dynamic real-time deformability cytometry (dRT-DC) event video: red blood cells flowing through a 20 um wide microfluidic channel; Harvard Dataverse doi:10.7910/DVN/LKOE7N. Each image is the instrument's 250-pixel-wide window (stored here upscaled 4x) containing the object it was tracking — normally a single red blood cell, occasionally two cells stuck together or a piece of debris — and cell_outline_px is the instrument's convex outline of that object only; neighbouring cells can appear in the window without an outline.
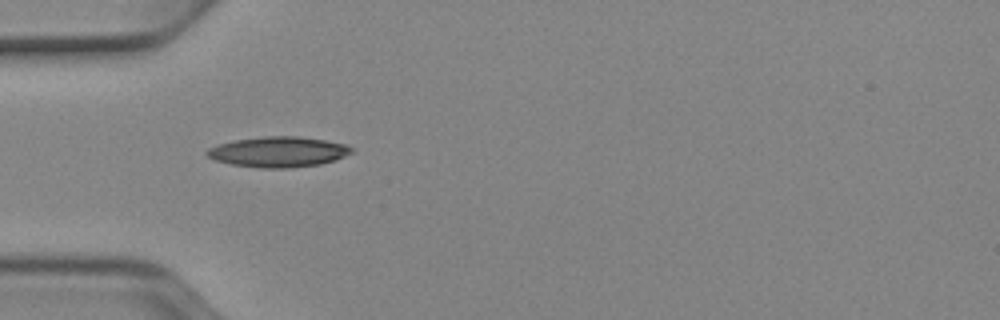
{"species": "Egyptian fruit bat (a non-hibernating species)", "species_latin": "Rousettus aegyptiacus", "temperature_condition": "cold", "stored_images_in_passage": 31, "camera_frame_rate_fps": 3000, "um_per_image_px": 0.085, "animal": {"sex": "female"}, "frame": {"image": 1, "passage_image": 1, "time_ms": 0.0, "image_size_px": [1000, 320], "cell_outline_px": [[352, 152], [336, 160], [320, 164], [288, 168], [260, 168], [232, 164], [216, 160], [208, 156], [204, 152], [208, 148], [232, 140], [264, 136], [296, 136], [324, 140], [348, 144], [352, 148]], "centroid_in_image_um": [23.66, 12.9], "position_along_channel_um": 61.3, "area_um2": 25.61}}
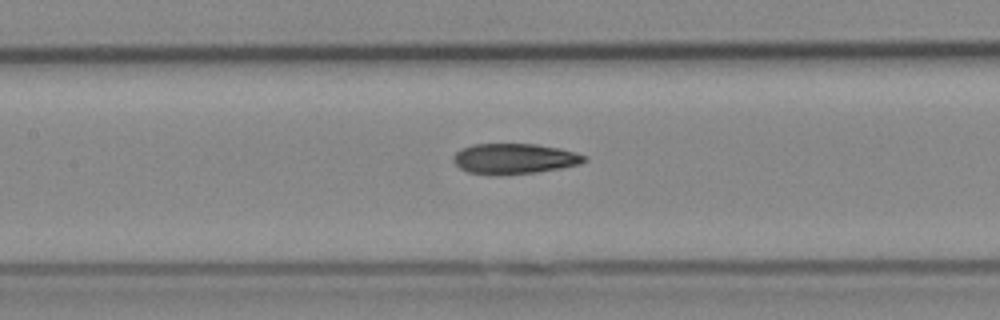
{"frame": {"image": 2, "passage_image": 9, "time_ms": 2.667, "image_size_px": [1000, 320], "cell_outline_px": [[588, 160], [580, 164], [560, 168], [536, 172], [504, 176], [492, 176], [468, 172], [460, 168], [452, 160], [452, 156], [460, 148], [472, 144], [536, 144], [560, 148], [576, 152], [588, 156]], "centroid_in_image_um": [43.71, 13.5], "position_along_channel_um": 163.7, "area_um2": 23.76}}
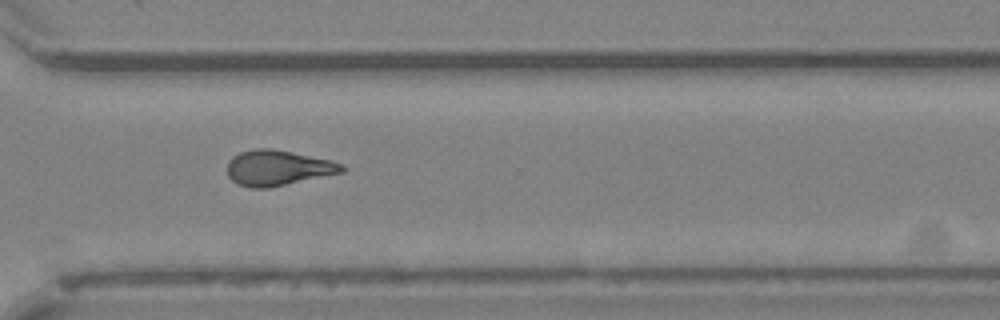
{"frame": {"image": 3, "passage_image": 23, "time_ms": 7.333, "image_size_px": [1000, 320], "cell_outline_px": [[348, 168], [344, 172], [268, 188], [248, 188], [236, 184], [228, 176], [228, 160], [232, 156], [240, 152], [252, 148], [272, 148], [332, 160], [344, 164]], "centroid_in_image_um": [23.62, 14.27], "position_along_channel_um": 347.0, "area_um2": 23.99}, "authors_computed_cell_mechanics": {"area_um2": 23.4668, "velocity_mm_per_s": 3.947, "shape_relaxation_time_tau1_ms": 7.4536, "shape_relaxation_time_tau2_ms": 3.9902, "deformation_change_tau1": 0.1849, "deformation_change_tau2": 0.1333}}